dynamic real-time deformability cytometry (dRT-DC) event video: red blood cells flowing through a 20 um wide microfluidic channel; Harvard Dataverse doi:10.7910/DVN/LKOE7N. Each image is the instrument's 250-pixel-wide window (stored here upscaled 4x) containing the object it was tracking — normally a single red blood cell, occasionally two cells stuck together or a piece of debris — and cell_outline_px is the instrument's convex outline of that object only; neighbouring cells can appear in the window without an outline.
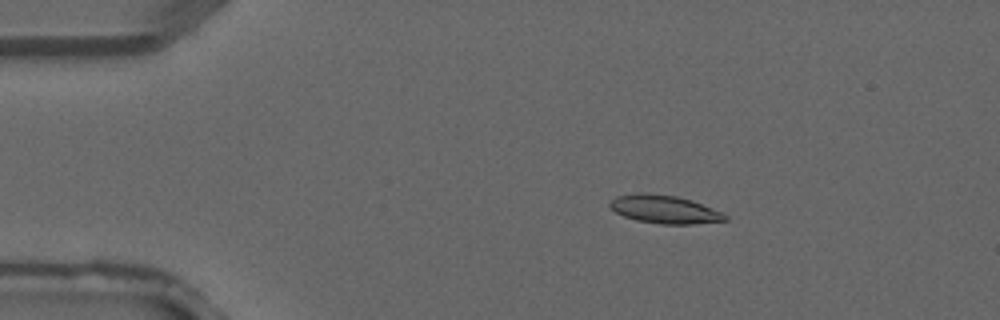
{"species": "common noctule bat (a hibernating species)", "species_latin": "Nyctalus noctula", "temperature_condition": "warm", "stored_images_in_passage": 1, "camera_frame_rate_fps": 3000, "um_per_image_px": 0.085, "animal": {"sex": "male", "forearm_length_mm": 52.5}, "frame": {"image": 1, "passage_image": 1, "time_ms": 0.0, "image_size_px": [1000, 320], "cell_outline_px": [[728, 220], [692, 224], [660, 224], [636, 220], [624, 216], [616, 212], [608, 204], [616, 196], [644, 192], [676, 196], [692, 200], [720, 212], [728, 216]], "centroid_in_image_um": [56.47, 17.79], "position_along_channel_um": 28.5, "area_um2": 18.73}}